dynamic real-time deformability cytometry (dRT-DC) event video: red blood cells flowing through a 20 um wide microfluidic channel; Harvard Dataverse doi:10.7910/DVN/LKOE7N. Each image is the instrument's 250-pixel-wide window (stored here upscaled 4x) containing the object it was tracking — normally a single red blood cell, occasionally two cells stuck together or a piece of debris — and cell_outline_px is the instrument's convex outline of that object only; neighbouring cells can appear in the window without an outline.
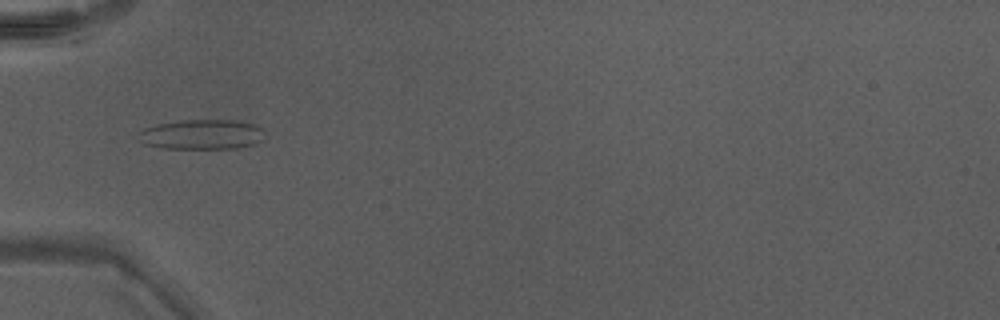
{"species": "Egyptian fruit bat (a non-hibernating species)", "species_latin": "Rousettus aegyptiacus", "temperature_condition": "warm", "stored_images_in_passage": 39, "camera_frame_rate_fps": 3000, "um_per_image_px": 0.085, "animal": {"sex": "male"}, "frame": {"image": 1, "passage_image": 8, "time_ms": 2.333, "image_size_px": [1000, 320], "cell_outline_px": [[264, 140], [252, 144], [236, 148], [164, 148], [144, 144], [136, 132], [144, 128], [160, 124], [184, 120], [236, 120], [256, 124], [264, 128]], "centroid_in_image_um": [17.2, 11.42], "position_along_channel_um": 67.8, "area_um2": 22.02}}
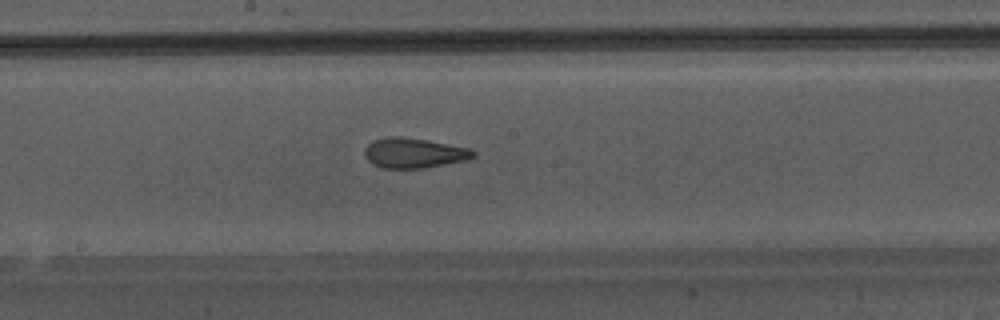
{"frame": {"image": 2, "passage_image": 18, "time_ms": 5.667, "image_size_px": [1000, 320], "cell_outline_px": [[476, 156], [468, 160], [424, 168], [384, 168], [372, 164], [364, 156], [364, 148], [372, 140], [388, 136], [400, 136], [424, 140], [468, 148], [476, 152]], "centroid_in_image_um": [35.15, 13.01], "position_along_channel_um": 213.0, "area_um2": 19.02}}
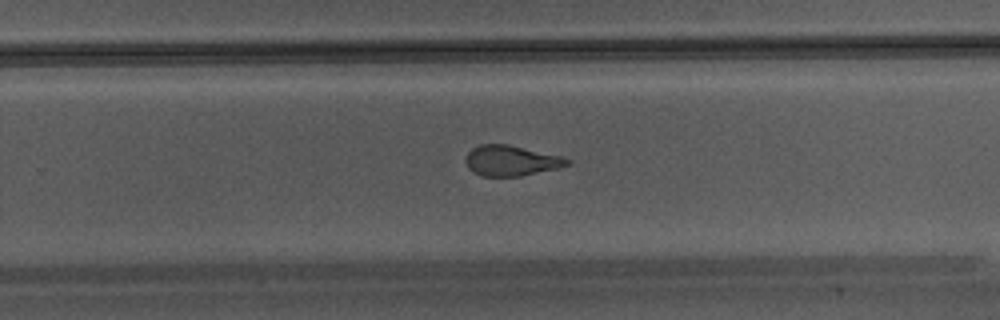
{"frame": {"image": 3, "passage_image": 23, "time_ms": 7.333, "image_size_px": [1000, 320], "cell_outline_px": [[572, 164], [556, 168], [520, 176], [484, 176], [472, 172], [468, 168], [464, 160], [468, 152], [472, 148], [480, 144], [508, 144], [560, 156], [572, 160]], "centroid_in_image_um": [43.42, 13.65], "position_along_channel_um": 286.4, "area_um2": 17.98}}